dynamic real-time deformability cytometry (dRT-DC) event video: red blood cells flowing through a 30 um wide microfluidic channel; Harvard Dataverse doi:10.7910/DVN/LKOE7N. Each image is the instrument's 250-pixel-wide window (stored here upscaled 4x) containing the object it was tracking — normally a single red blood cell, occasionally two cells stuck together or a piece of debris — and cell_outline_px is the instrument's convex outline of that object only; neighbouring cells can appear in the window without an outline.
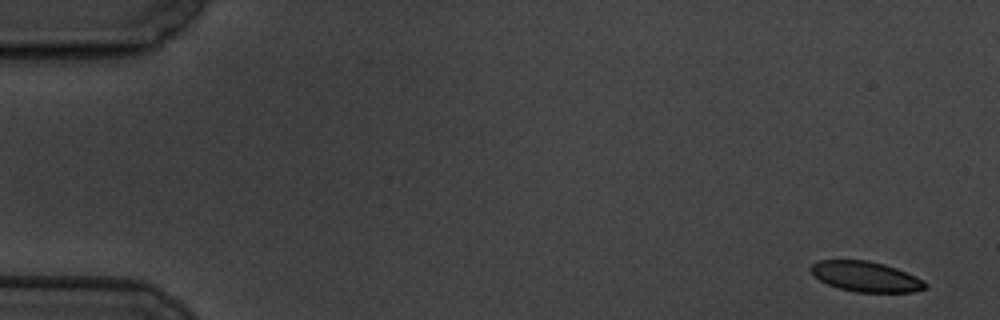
{"species": "common noctule bat (a hibernating species)", "species_latin": "Nyctalus noctula", "temperature_condition": "cold", "stored_images_in_passage": 8, "camera_frame_rate_fps": 3000, "um_per_image_px": 0.085, "animal": {"sex": "male", "body_mass_g": 19.5, "forearm_length_mm": 54.6}, "frame": {"image": 1, "passage_image": 1, "time_ms": 0.0, "image_size_px": [1000, 320], "cell_outline_px": [[928, 288], [912, 292], [856, 292], [840, 288], [828, 284], [820, 280], [808, 268], [812, 264], [820, 260], [868, 260], [884, 264], [896, 268], [916, 276], [924, 280], [928, 284]], "centroid_in_image_um": [73.63, 23.51], "position_along_channel_um": 11.4, "area_um2": 20.17}}
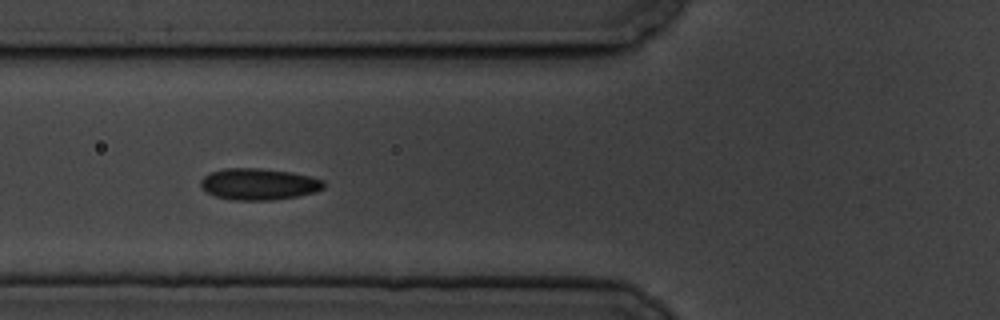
{"frame": {"image": 2, "passage_image": 6, "time_ms": 6.667, "image_size_px": [1000, 320], "cell_outline_px": [[324, 188], [316, 192], [296, 196], [272, 200], [236, 200], [216, 196], [204, 192], [200, 188], [200, 180], [204, 176], [212, 172], [224, 168], [260, 168], [288, 172], [312, 176], [324, 180]], "centroid_in_image_um": [21.98, 15.65], "position_along_channel_um": 103.8, "area_um2": 22.66}}
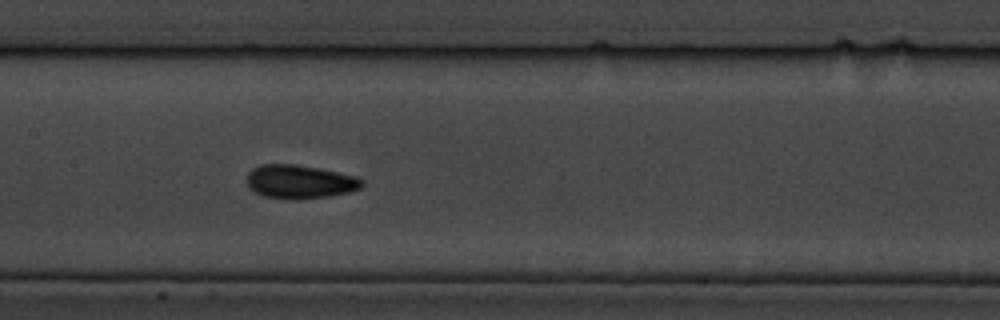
{"frame": {"image": 3, "passage_image": 8, "time_ms": 9.0, "image_size_px": [1000, 320], "cell_outline_px": [[364, 184], [360, 188], [352, 192], [332, 196], [300, 200], [296, 200], [264, 196], [248, 188], [248, 172], [252, 168], [260, 164], [296, 164], [320, 168], [356, 176], [364, 180]], "centroid_in_image_um": [25.52, 15.45], "position_along_channel_um": 181.9, "area_um2": 22.95}}